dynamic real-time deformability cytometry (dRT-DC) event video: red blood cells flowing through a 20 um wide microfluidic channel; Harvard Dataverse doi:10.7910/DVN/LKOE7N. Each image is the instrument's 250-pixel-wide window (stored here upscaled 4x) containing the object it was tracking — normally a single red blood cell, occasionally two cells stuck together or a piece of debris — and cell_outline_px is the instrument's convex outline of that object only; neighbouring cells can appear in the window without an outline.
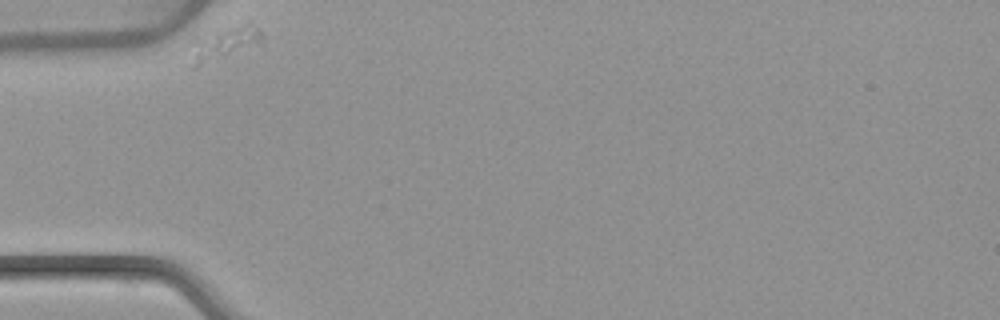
{"species": "common noctule bat (a hibernating species)", "species_latin": "Nyctalus noctula", "temperature_condition": "warm", "stored_images_in_passage": 2, "camera_frame_rate_fps": 3000, "um_per_image_px": 0.085, "animal": {"sex": "female", "body_mass_g": 22.7, "forearm_length_mm": 54.2}, "frame": {"image": 1, "passage_image": 1, "time_ms": 0.0, "image_size_px": [1000, 320], "cell_outline_px": [[264, 36], [256, 40], [196, 68], [188, 68], [184, 44], [192, 40], [248, 20]], "centroid_in_image_um": [18.7, 3.7], "position_along_channel_um": 66.3, "area_um2": 13.35}}
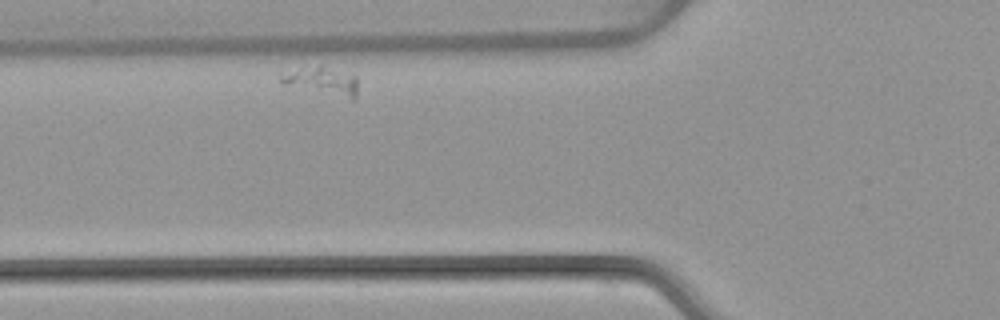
{"frame": {"image": 2, "passage_image": 2, "time_ms": 1.333, "image_size_px": [1000, 320], "cell_outline_px": [[356, 96], [352, 100], [284, 84], [280, 80], [280, 72], [320, 64], [352, 72], [356, 76]], "centroid_in_image_um": [27.41, 6.84], "position_along_channel_um": 98.4, "area_um2": 12.89}}